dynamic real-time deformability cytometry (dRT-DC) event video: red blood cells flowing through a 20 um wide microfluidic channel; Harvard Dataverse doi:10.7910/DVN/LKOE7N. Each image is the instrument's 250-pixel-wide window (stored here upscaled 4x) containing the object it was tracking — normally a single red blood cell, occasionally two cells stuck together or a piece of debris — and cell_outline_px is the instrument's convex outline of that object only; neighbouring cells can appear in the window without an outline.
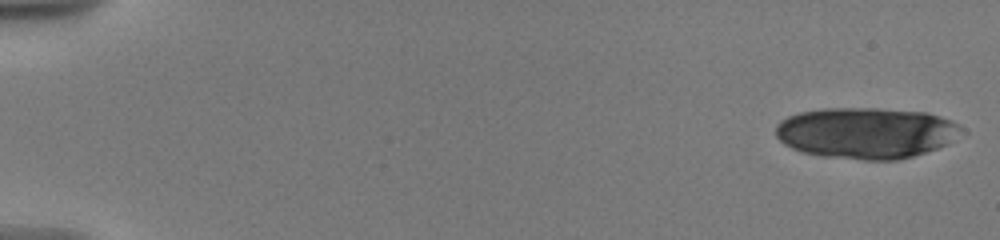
{"species": "human", "species_latin": "Homo sapiens", "temperature_condition": "warm", "stored_images_in_passage": 17, "camera_frame_rate_fps": 3000, "um_per_image_px": 0.085, "donor": {"sex": "male"}, "frame": {"image": 1, "passage_image": 1, "time_ms": 0.0, "image_size_px": [1000, 240], "cell_outline_px": [[960, 128], [948, 144], [900, 160], [864, 160], [820, 156], [800, 152], [784, 144], [776, 136], [776, 124], [780, 120], [788, 116], [800, 112], [824, 108], [876, 108], [924, 112], [940, 116], [952, 120]], "centroid_in_image_um": [73.54, 11.3], "position_along_channel_um": 11.5, "area_um2": 55.2}}
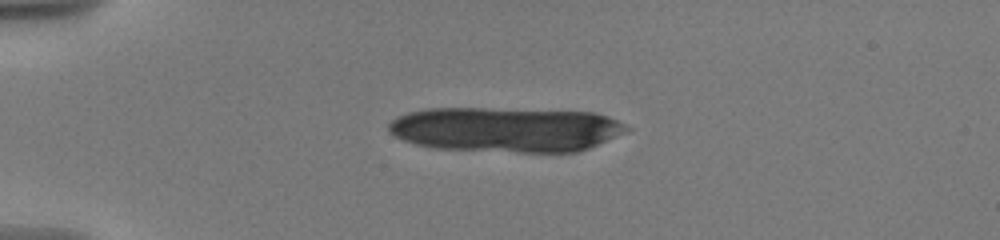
{"frame": {"image": 2, "passage_image": 10, "time_ms": 4.333, "image_size_px": [1000, 240], "cell_outline_px": [[632, 128], [624, 132], [588, 148], [576, 152], [520, 152], [432, 148], [416, 144], [404, 140], [388, 132], [388, 124], [396, 116], [408, 112], [428, 108], [480, 108], [592, 112], [608, 116]], "centroid_in_image_um": [42.95, 11.0], "position_along_channel_um": 42.1, "area_um2": 62.08}}